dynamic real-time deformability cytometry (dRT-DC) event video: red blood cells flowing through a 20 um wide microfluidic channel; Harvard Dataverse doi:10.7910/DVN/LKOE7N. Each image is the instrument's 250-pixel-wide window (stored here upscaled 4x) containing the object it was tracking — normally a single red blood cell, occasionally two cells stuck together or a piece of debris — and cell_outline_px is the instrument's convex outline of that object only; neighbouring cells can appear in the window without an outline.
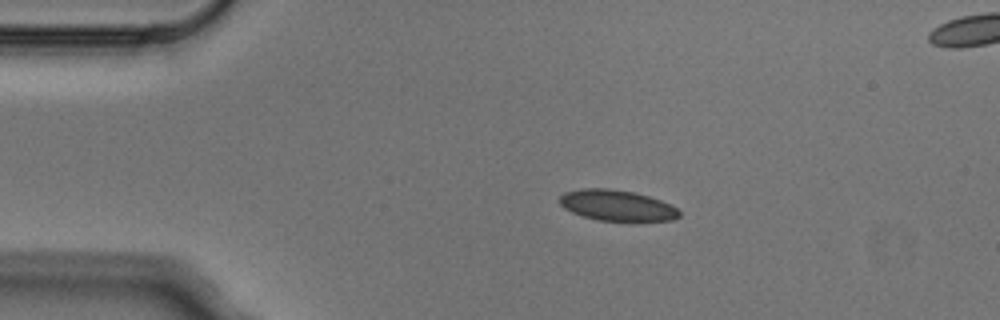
{"species": "Egyptian fruit bat (a non-hibernating species)", "species_latin": "Rousettus aegyptiacus", "temperature_condition": "cold", "stored_images_in_passage": 3, "camera_frame_rate_fps": 3000, "um_per_image_px": 0.085, "animal": {"sex": "male"}, "frame": {"image": 1, "passage_image": 1, "time_ms": 0.0, "image_size_px": [1000, 320], "cell_outline_px": [[680, 216], [672, 220], [636, 224], [596, 220], [572, 212], [564, 208], [560, 204], [560, 196], [564, 192], [580, 188], [608, 188], [632, 192], [648, 196], [660, 200], [676, 208], [680, 212]], "centroid_in_image_um": [52.47, 17.51], "position_along_channel_um": 32.5, "area_um2": 22.25}}
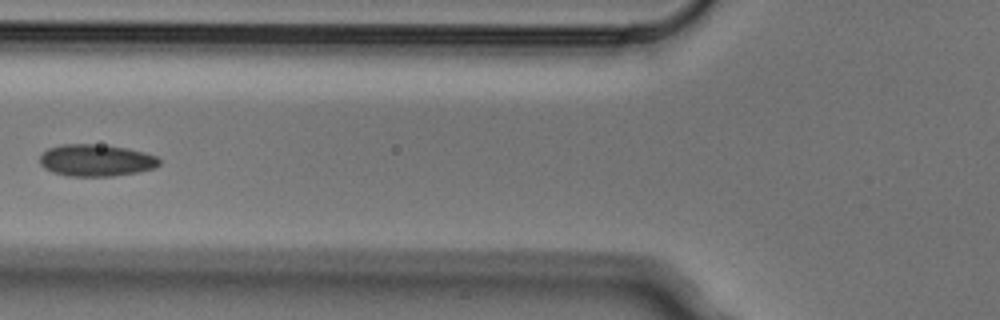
{"frame": {"image": 2, "passage_image": 3, "time_ms": 0.667, "image_size_px": [1000, 320], "cell_outline_px": [[160, 164], [152, 168], [136, 172], [112, 176], [68, 176], [52, 172], [44, 168], [40, 164], [40, 152], [48, 148], [60, 144], [96, 144], [124, 148], [144, 152], [156, 156], [160, 160]], "centroid_in_image_um": [8.1, 13.62], "position_along_channel_um": 117.7, "area_um2": 22.2}}